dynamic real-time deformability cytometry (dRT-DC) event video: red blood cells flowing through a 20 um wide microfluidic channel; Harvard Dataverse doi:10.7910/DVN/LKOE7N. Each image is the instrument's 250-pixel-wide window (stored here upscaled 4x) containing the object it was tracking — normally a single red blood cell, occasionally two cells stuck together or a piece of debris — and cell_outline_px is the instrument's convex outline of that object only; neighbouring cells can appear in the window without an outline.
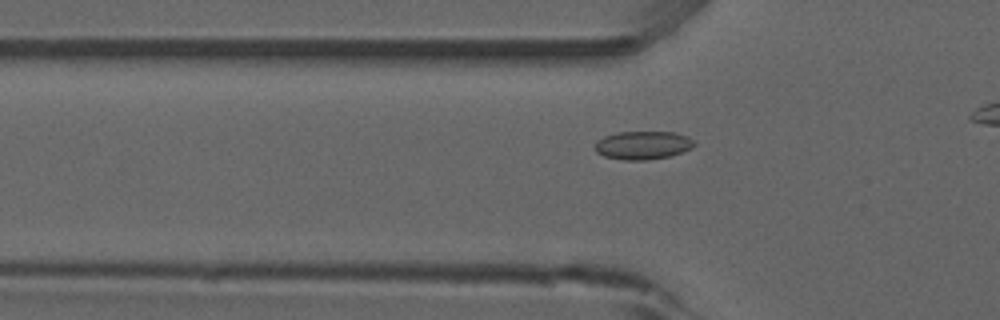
{"species": "common noctule bat (a hibernating species)", "species_latin": "Nyctalus noctula", "temperature_condition": "room temperature", "stored_images_in_passage": 37, "camera_frame_rate_fps": 3000, "um_per_image_px": 0.085, "animal": {"sex": "male", "forearm_length_mm": 52.5}, "frame": {"image": 1, "passage_image": 11, "time_ms": 3.333, "image_size_px": [1000, 320], "cell_outline_px": [[696, 144], [692, 148], [672, 156], [644, 160], [624, 160], [604, 156], [596, 152], [596, 140], [604, 136], [616, 132], [676, 132], [688, 136], [696, 140]], "centroid_in_image_um": [54.69, 12.34], "position_along_channel_um": 71.1, "area_um2": 16.59}}
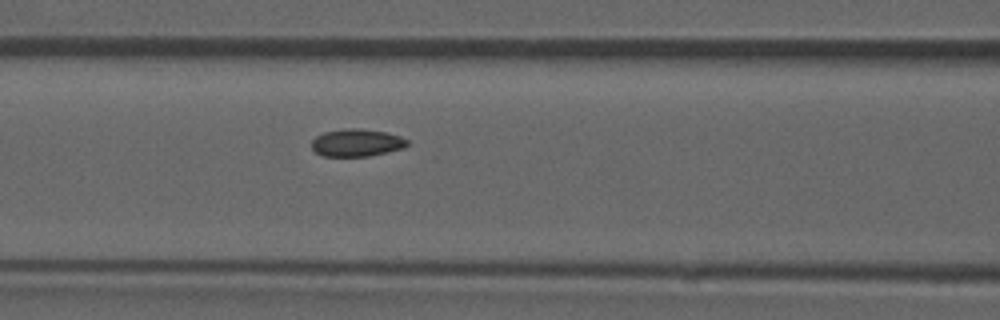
{"frame": {"image": 2, "passage_image": 16, "time_ms": 5.0, "image_size_px": [1000, 320], "cell_outline_px": [[408, 144], [404, 148], [388, 152], [368, 156], [320, 156], [312, 148], [312, 140], [316, 136], [324, 132], [344, 128], [360, 128], [388, 132], [400, 136], [408, 140]], "centroid_in_image_um": [30.33, 12.12], "position_along_channel_um": 136.3, "area_um2": 15.49}}